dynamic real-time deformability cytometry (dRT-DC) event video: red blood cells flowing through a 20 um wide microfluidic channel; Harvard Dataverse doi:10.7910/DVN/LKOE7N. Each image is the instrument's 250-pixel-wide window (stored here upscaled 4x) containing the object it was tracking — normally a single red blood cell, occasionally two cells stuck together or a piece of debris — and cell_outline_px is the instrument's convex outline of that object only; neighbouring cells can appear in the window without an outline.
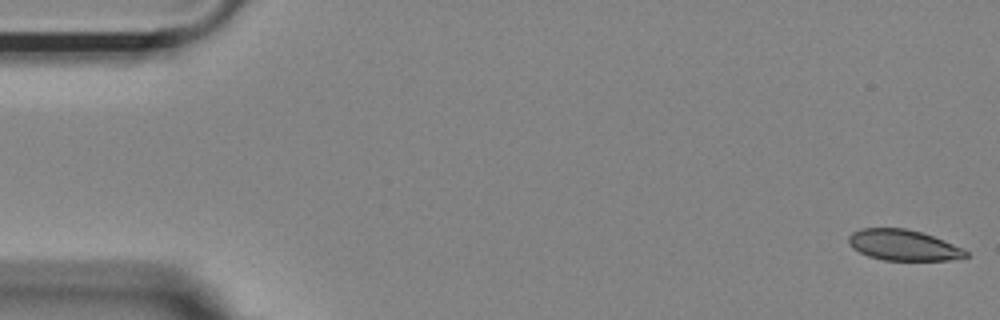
{"species": "Egyptian fruit bat (a non-hibernating species)", "species_latin": "Rousettus aegyptiacus", "temperature_condition": "room temperature", "stored_images_in_passage": 15, "camera_frame_rate_fps": 3000, "um_per_image_px": 0.085, "animal": {"sex": "female"}, "frame": {"image": 1, "passage_image": 1, "time_ms": 0.0, "image_size_px": [1000, 320], "cell_outline_px": [[968, 256], [948, 260], [884, 260], [868, 256], [852, 248], [848, 240], [848, 236], [852, 232], [860, 228], [904, 228], [920, 232], [944, 240], [968, 252]], "centroid_in_image_um": [76.73, 20.83], "position_along_channel_um": 8.3, "area_um2": 20.81}}